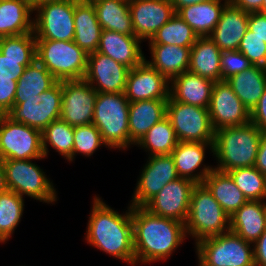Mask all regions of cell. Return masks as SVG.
I'll use <instances>...</instances> for the list:
<instances>
[{
    "instance_id": "10",
    "label": "cell",
    "mask_w": 266,
    "mask_h": 266,
    "mask_svg": "<svg viewBox=\"0 0 266 266\" xmlns=\"http://www.w3.org/2000/svg\"><path fill=\"white\" fill-rule=\"evenodd\" d=\"M166 117L172 124L178 141L214 143L215 131L208 108L177 102L169 96Z\"/></svg>"
},
{
    "instance_id": "35",
    "label": "cell",
    "mask_w": 266,
    "mask_h": 266,
    "mask_svg": "<svg viewBox=\"0 0 266 266\" xmlns=\"http://www.w3.org/2000/svg\"><path fill=\"white\" fill-rule=\"evenodd\" d=\"M178 142L172 124L165 117L149 129L136 146L148 151L149 156L170 155Z\"/></svg>"
},
{
    "instance_id": "22",
    "label": "cell",
    "mask_w": 266,
    "mask_h": 266,
    "mask_svg": "<svg viewBox=\"0 0 266 266\" xmlns=\"http://www.w3.org/2000/svg\"><path fill=\"white\" fill-rule=\"evenodd\" d=\"M141 42L136 36L102 30L97 52L107 55L132 69L145 60L140 45Z\"/></svg>"
},
{
    "instance_id": "42",
    "label": "cell",
    "mask_w": 266,
    "mask_h": 266,
    "mask_svg": "<svg viewBox=\"0 0 266 266\" xmlns=\"http://www.w3.org/2000/svg\"><path fill=\"white\" fill-rule=\"evenodd\" d=\"M238 50L250 61L253 66L266 68V43L253 32L247 29L240 41Z\"/></svg>"
},
{
    "instance_id": "44",
    "label": "cell",
    "mask_w": 266,
    "mask_h": 266,
    "mask_svg": "<svg viewBox=\"0 0 266 266\" xmlns=\"http://www.w3.org/2000/svg\"><path fill=\"white\" fill-rule=\"evenodd\" d=\"M33 61L34 60L8 58L0 52V77L11 78V80L18 81L25 67L30 65Z\"/></svg>"
},
{
    "instance_id": "34",
    "label": "cell",
    "mask_w": 266,
    "mask_h": 266,
    "mask_svg": "<svg viewBox=\"0 0 266 266\" xmlns=\"http://www.w3.org/2000/svg\"><path fill=\"white\" fill-rule=\"evenodd\" d=\"M58 80L37 60L25 67L17 81L14 103H23V99L36 98L42 92L52 88Z\"/></svg>"
},
{
    "instance_id": "9",
    "label": "cell",
    "mask_w": 266,
    "mask_h": 266,
    "mask_svg": "<svg viewBox=\"0 0 266 266\" xmlns=\"http://www.w3.org/2000/svg\"><path fill=\"white\" fill-rule=\"evenodd\" d=\"M74 11L75 0L47 1L34 7L36 40H74Z\"/></svg>"
},
{
    "instance_id": "38",
    "label": "cell",
    "mask_w": 266,
    "mask_h": 266,
    "mask_svg": "<svg viewBox=\"0 0 266 266\" xmlns=\"http://www.w3.org/2000/svg\"><path fill=\"white\" fill-rule=\"evenodd\" d=\"M24 198L13 191L0 193V243L9 241L24 211Z\"/></svg>"
},
{
    "instance_id": "27",
    "label": "cell",
    "mask_w": 266,
    "mask_h": 266,
    "mask_svg": "<svg viewBox=\"0 0 266 266\" xmlns=\"http://www.w3.org/2000/svg\"><path fill=\"white\" fill-rule=\"evenodd\" d=\"M152 60L145 61L169 81L177 75L188 71L190 62V47L149 44Z\"/></svg>"
},
{
    "instance_id": "6",
    "label": "cell",
    "mask_w": 266,
    "mask_h": 266,
    "mask_svg": "<svg viewBox=\"0 0 266 266\" xmlns=\"http://www.w3.org/2000/svg\"><path fill=\"white\" fill-rule=\"evenodd\" d=\"M36 59L58 80L84 79L88 54L73 40H36Z\"/></svg>"
},
{
    "instance_id": "39",
    "label": "cell",
    "mask_w": 266,
    "mask_h": 266,
    "mask_svg": "<svg viewBox=\"0 0 266 266\" xmlns=\"http://www.w3.org/2000/svg\"><path fill=\"white\" fill-rule=\"evenodd\" d=\"M249 201L266 200V176L255 166L237 168L227 172Z\"/></svg>"
},
{
    "instance_id": "19",
    "label": "cell",
    "mask_w": 266,
    "mask_h": 266,
    "mask_svg": "<svg viewBox=\"0 0 266 266\" xmlns=\"http://www.w3.org/2000/svg\"><path fill=\"white\" fill-rule=\"evenodd\" d=\"M135 36L141 41L152 36L174 15L170 0H129Z\"/></svg>"
},
{
    "instance_id": "28",
    "label": "cell",
    "mask_w": 266,
    "mask_h": 266,
    "mask_svg": "<svg viewBox=\"0 0 266 266\" xmlns=\"http://www.w3.org/2000/svg\"><path fill=\"white\" fill-rule=\"evenodd\" d=\"M29 0H0V38L33 32Z\"/></svg>"
},
{
    "instance_id": "20",
    "label": "cell",
    "mask_w": 266,
    "mask_h": 266,
    "mask_svg": "<svg viewBox=\"0 0 266 266\" xmlns=\"http://www.w3.org/2000/svg\"><path fill=\"white\" fill-rule=\"evenodd\" d=\"M249 13L230 1L222 9L215 29L208 36L221 51L238 50L240 41L248 29Z\"/></svg>"
},
{
    "instance_id": "36",
    "label": "cell",
    "mask_w": 266,
    "mask_h": 266,
    "mask_svg": "<svg viewBox=\"0 0 266 266\" xmlns=\"http://www.w3.org/2000/svg\"><path fill=\"white\" fill-rule=\"evenodd\" d=\"M66 160L73 161L74 127L61 118L51 122L42 131V149L44 156H48L49 145Z\"/></svg>"
},
{
    "instance_id": "4",
    "label": "cell",
    "mask_w": 266,
    "mask_h": 266,
    "mask_svg": "<svg viewBox=\"0 0 266 266\" xmlns=\"http://www.w3.org/2000/svg\"><path fill=\"white\" fill-rule=\"evenodd\" d=\"M92 123L101 133L107 148L126 150L129 135V101L122 93H98Z\"/></svg>"
},
{
    "instance_id": "41",
    "label": "cell",
    "mask_w": 266,
    "mask_h": 266,
    "mask_svg": "<svg viewBox=\"0 0 266 266\" xmlns=\"http://www.w3.org/2000/svg\"><path fill=\"white\" fill-rule=\"evenodd\" d=\"M101 145L106 146L93 123L74 127L73 160L77 154L92 156Z\"/></svg>"
},
{
    "instance_id": "52",
    "label": "cell",
    "mask_w": 266,
    "mask_h": 266,
    "mask_svg": "<svg viewBox=\"0 0 266 266\" xmlns=\"http://www.w3.org/2000/svg\"><path fill=\"white\" fill-rule=\"evenodd\" d=\"M8 191L3 163L0 160V193Z\"/></svg>"
},
{
    "instance_id": "18",
    "label": "cell",
    "mask_w": 266,
    "mask_h": 266,
    "mask_svg": "<svg viewBox=\"0 0 266 266\" xmlns=\"http://www.w3.org/2000/svg\"><path fill=\"white\" fill-rule=\"evenodd\" d=\"M170 81L145 60L130 69L124 94L129 102L169 99Z\"/></svg>"
},
{
    "instance_id": "3",
    "label": "cell",
    "mask_w": 266,
    "mask_h": 266,
    "mask_svg": "<svg viewBox=\"0 0 266 266\" xmlns=\"http://www.w3.org/2000/svg\"><path fill=\"white\" fill-rule=\"evenodd\" d=\"M262 130L249 122L242 126L215 131L213 155L218 161L215 169L228 172L255 166Z\"/></svg>"
},
{
    "instance_id": "26",
    "label": "cell",
    "mask_w": 266,
    "mask_h": 266,
    "mask_svg": "<svg viewBox=\"0 0 266 266\" xmlns=\"http://www.w3.org/2000/svg\"><path fill=\"white\" fill-rule=\"evenodd\" d=\"M74 23L73 41L87 54L96 52L102 28L90 0H75Z\"/></svg>"
},
{
    "instance_id": "46",
    "label": "cell",
    "mask_w": 266,
    "mask_h": 266,
    "mask_svg": "<svg viewBox=\"0 0 266 266\" xmlns=\"http://www.w3.org/2000/svg\"><path fill=\"white\" fill-rule=\"evenodd\" d=\"M248 29L266 43V14L260 12L249 13Z\"/></svg>"
},
{
    "instance_id": "17",
    "label": "cell",
    "mask_w": 266,
    "mask_h": 266,
    "mask_svg": "<svg viewBox=\"0 0 266 266\" xmlns=\"http://www.w3.org/2000/svg\"><path fill=\"white\" fill-rule=\"evenodd\" d=\"M129 68L99 52L88 54L84 79L97 93H122L125 90Z\"/></svg>"
},
{
    "instance_id": "25",
    "label": "cell",
    "mask_w": 266,
    "mask_h": 266,
    "mask_svg": "<svg viewBox=\"0 0 266 266\" xmlns=\"http://www.w3.org/2000/svg\"><path fill=\"white\" fill-rule=\"evenodd\" d=\"M168 99L129 102V135L136 145L156 123L166 117Z\"/></svg>"
},
{
    "instance_id": "21",
    "label": "cell",
    "mask_w": 266,
    "mask_h": 266,
    "mask_svg": "<svg viewBox=\"0 0 266 266\" xmlns=\"http://www.w3.org/2000/svg\"><path fill=\"white\" fill-rule=\"evenodd\" d=\"M207 147L213 153V143L178 142L171 156L179 177L190 179L196 184L203 183L204 179L214 169L212 166L203 165Z\"/></svg>"
},
{
    "instance_id": "49",
    "label": "cell",
    "mask_w": 266,
    "mask_h": 266,
    "mask_svg": "<svg viewBox=\"0 0 266 266\" xmlns=\"http://www.w3.org/2000/svg\"><path fill=\"white\" fill-rule=\"evenodd\" d=\"M255 167L266 176V130H262Z\"/></svg>"
},
{
    "instance_id": "53",
    "label": "cell",
    "mask_w": 266,
    "mask_h": 266,
    "mask_svg": "<svg viewBox=\"0 0 266 266\" xmlns=\"http://www.w3.org/2000/svg\"><path fill=\"white\" fill-rule=\"evenodd\" d=\"M47 1H60V0H29V2L31 3L33 8L39 4H41L43 2H47Z\"/></svg>"
},
{
    "instance_id": "23",
    "label": "cell",
    "mask_w": 266,
    "mask_h": 266,
    "mask_svg": "<svg viewBox=\"0 0 266 266\" xmlns=\"http://www.w3.org/2000/svg\"><path fill=\"white\" fill-rule=\"evenodd\" d=\"M169 96L177 102L208 108L214 82L185 71L170 80Z\"/></svg>"
},
{
    "instance_id": "11",
    "label": "cell",
    "mask_w": 266,
    "mask_h": 266,
    "mask_svg": "<svg viewBox=\"0 0 266 266\" xmlns=\"http://www.w3.org/2000/svg\"><path fill=\"white\" fill-rule=\"evenodd\" d=\"M45 159L42 132L0 115V160Z\"/></svg>"
},
{
    "instance_id": "15",
    "label": "cell",
    "mask_w": 266,
    "mask_h": 266,
    "mask_svg": "<svg viewBox=\"0 0 266 266\" xmlns=\"http://www.w3.org/2000/svg\"><path fill=\"white\" fill-rule=\"evenodd\" d=\"M195 185L194 181L179 177L165 185L143 207L160 217L185 223L189 212L191 193Z\"/></svg>"
},
{
    "instance_id": "45",
    "label": "cell",
    "mask_w": 266,
    "mask_h": 266,
    "mask_svg": "<svg viewBox=\"0 0 266 266\" xmlns=\"http://www.w3.org/2000/svg\"><path fill=\"white\" fill-rule=\"evenodd\" d=\"M17 81L0 77V115H5L14 105Z\"/></svg>"
},
{
    "instance_id": "29",
    "label": "cell",
    "mask_w": 266,
    "mask_h": 266,
    "mask_svg": "<svg viewBox=\"0 0 266 266\" xmlns=\"http://www.w3.org/2000/svg\"><path fill=\"white\" fill-rule=\"evenodd\" d=\"M222 51L208 37H198L190 51L188 71L213 82L221 81Z\"/></svg>"
},
{
    "instance_id": "16",
    "label": "cell",
    "mask_w": 266,
    "mask_h": 266,
    "mask_svg": "<svg viewBox=\"0 0 266 266\" xmlns=\"http://www.w3.org/2000/svg\"><path fill=\"white\" fill-rule=\"evenodd\" d=\"M179 178L170 155L149 156L132 196L131 206H144L169 182Z\"/></svg>"
},
{
    "instance_id": "7",
    "label": "cell",
    "mask_w": 266,
    "mask_h": 266,
    "mask_svg": "<svg viewBox=\"0 0 266 266\" xmlns=\"http://www.w3.org/2000/svg\"><path fill=\"white\" fill-rule=\"evenodd\" d=\"M28 160L4 159L3 163L6 183L9 191L24 197L54 204L57 201V192L52 181L37 164Z\"/></svg>"
},
{
    "instance_id": "13",
    "label": "cell",
    "mask_w": 266,
    "mask_h": 266,
    "mask_svg": "<svg viewBox=\"0 0 266 266\" xmlns=\"http://www.w3.org/2000/svg\"><path fill=\"white\" fill-rule=\"evenodd\" d=\"M97 95L85 79L63 80L60 118L73 127L91 124Z\"/></svg>"
},
{
    "instance_id": "37",
    "label": "cell",
    "mask_w": 266,
    "mask_h": 266,
    "mask_svg": "<svg viewBox=\"0 0 266 266\" xmlns=\"http://www.w3.org/2000/svg\"><path fill=\"white\" fill-rule=\"evenodd\" d=\"M198 35L177 14L166 22L148 41L149 44L176 45L192 47Z\"/></svg>"
},
{
    "instance_id": "2",
    "label": "cell",
    "mask_w": 266,
    "mask_h": 266,
    "mask_svg": "<svg viewBox=\"0 0 266 266\" xmlns=\"http://www.w3.org/2000/svg\"><path fill=\"white\" fill-rule=\"evenodd\" d=\"M92 202L85 235L87 243L134 266L132 206L129 205L126 213L120 214L103 202L101 197L95 195Z\"/></svg>"
},
{
    "instance_id": "48",
    "label": "cell",
    "mask_w": 266,
    "mask_h": 266,
    "mask_svg": "<svg viewBox=\"0 0 266 266\" xmlns=\"http://www.w3.org/2000/svg\"><path fill=\"white\" fill-rule=\"evenodd\" d=\"M255 266H266V229L253 244Z\"/></svg>"
},
{
    "instance_id": "31",
    "label": "cell",
    "mask_w": 266,
    "mask_h": 266,
    "mask_svg": "<svg viewBox=\"0 0 266 266\" xmlns=\"http://www.w3.org/2000/svg\"><path fill=\"white\" fill-rule=\"evenodd\" d=\"M102 30L135 36L129 0H90Z\"/></svg>"
},
{
    "instance_id": "55",
    "label": "cell",
    "mask_w": 266,
    "mask_h": 266,
    "mask_svg": "<svg viewBox=\"0 0 266 266\" xmlns=\"http://www.w3.org/2000/svg\"><path fill=\"white\" fill-rule=\"evenodd\" d=\"M259 12L266 14V0H263L262 7Z\"/></svg>"
},
{
    "instance_id": "47",
    "label": "cell",
    "mask_w": 266,
    "mask_h": 266,
    "mask_svg": "<svg viewBox=\"0 0 266 266\" xmlns=\"http://www.w3.org/2000/svg\"><path fill=\"white\" fill-rule=\"evenodd\" d=\"M250 122L258 129L266 130V89L258 104L250 111Z\"/></svg>"
},
{
    "instance_id": "12",
    "label": "cell",
    "mask_w": 266,
    "mask_h": 266,
    "mask_svg": "<svg viewBox=\"0 0 266 266\" xmlns=\"http://www.w3.org/2000/svg\"><path fill=\"white\" fill-rule=\"evenodd\" d=\"M61 105L62 81H58L36 98L14 103L5 115L13 122L25 124L42 132L51 122L60 118Z\"/></svg>"
},
{
    "instance_id": "43",
    "label": "cell",
    "mask_w": 266,
    "mask_h": 266,
    "mask_svg": "<svg viewBox=\"0 0 266 266\" xmlns=\"http://www.w3.org/2000/svg\"><path fill=\"white\" fill-rule=\"evenodd\" d=\"M221 81L248 70L253 65L239 50L222 51L220 57Z\"/></svg>"
},
{
    "instance_id": "5",
    "label": "cell",
    "mask_w": 266,
    "mask_h": 266,
    "mask_svg": "<svg viewBox=\"0 0 266 266\" xmlns=\"http://www.w3.org/2000/svg\"><path fill=\"white\" fill-rule=\"evenodd\" d=\"M186 235L200 240L230 231V217L203 183L191 193L189 212L184 223Z\"/></svg>"
},
{
    "instance_id": "50",
    "label": "cell",
    "mask_w": 266,
    "mask_h": 266,
    "mask_svg": "<svg viewBox=\"0 0 266 266\" xmlns=\"http://www.w3.org/2000/svg\"><path fill=\"white\" fill-rule=\"evenodd\" d=\"M229 1L234 6L248 13L259 12L263 3V0H229Z\"/></svg>"
},
{
    "instance_id": "1",
    "label": "cell",
    "mask_w": 266,
    "mask_h": 266,
    "mask_svg": "<svg viewBox=\"0 0 266 266\" xmlns=\"http://www.w3.org/2000/svg\"><path fill=\"white\" fill-rule=\"evenodd\" d=\"M135 266L165 261L187 238L185 225L160 217L143 206H132Z\"/></svg>"
},
{
    "instance_id": "51",
    "label": "cell",
    "mask_w": 266,
    "mask_h": 266,
    "mask_svg": "<svg viewBox=\"0 0 266 266\" xmlns=\"http://www.w3.org/2000/svg\"><path fill=\"white\" fill-rule=\"evenodd\" d=\"M207 0H170L175 12H177L180 8L194 5L197 3H201Z\"/></svg>"
},
{
    "instance_id": "40",
    "label": "cell",
    "mask_w": 266,
    "mask_h": 266,
    "mask_svg": "<svg viewBox=\"0 0 266 266\" xmlns=\"http://www.w3.org/2000/svg\"><path fill=\"white\" fill-rule=\"evenodd\" d=\"M0 52L8 58L35 60L36 37L34 32L0 38Z\"/></svg>"
},
{
    "instance_id": "14",
    "label": "cell",
    "mask_w": 266,
    "mask_h": 266,
    "mask_svg": "<svg viewBox=\"0 0 266 266\" xmlns=\"http://www.w3.org/2000/svg\"><path fill=\"white\" fill-rule=\"evenodd\" d=\"M208 111L214 131L250 122V111L227 81L214 82Z\"/></svg>"
},
{
    "instance_id": "54",
    "label": "cell",
    "mask_w": 266,
    "mask_h": 266,
    "mask_svg": "<svg viewBox=\"0 0 266 266\" xmlns=\"http://www.w3.org/2000/svg\"><path fill=\"white\" fill-rule=\"evenodd\" d=\"M198 256V266H217V265H209L207 264L199 255Z\"/></svg>"
},
{
    "instance_id": "24",
    "label": "cell",
    "mask_w": 266,
    "mask_h": 266,
    "mask_svg": "<svg viewBox=\"0 0 266 266\" xmlns=\"http://www.w3.org/2000/svg\"><path fill=\"white\" fill-rule=\"evenodd\" d=\"M266 229V201H247L230 217V231L254 244Z\"/></svg>"
},
{
    "instance_id": "8",
    "label": "cell",
    "mask_w": 266,
    "mask_h": 266,
    "mask_svg": "<svg viewBox=\"0 0 266 266\" xmlns=\"http://www.w3.org/2000/svg\"><path fill=\"white\" fill-rule=\"evenodd\" d=\"M251 244L236 233L227 231L200 240L195 244V250L209 265L255 266L254 247Z\"/></svg>"
},
{
    "instance_id": "30",
    "label": "cell",
    "mask_w": 266,
    "mask_h": 266,
    "mask_svg": "<svg viewBox=\"0 0 266 266\" xmlns=\"http://www.w3.org/2000/svg\"><path fill=\"white\" fill-rule=\"evenodd\" d=\"M224 1L223 3H221ZM229 0H207L180 8L176 13L193 29L198 37L209 36L217 25L222 9Z\"/></svg>"
},
{
    "instance_id": "33",
    "label": "cell",
    "mask_w": 266,
    "mask_h": 266,
    "mask_svg": "<svg viewBox=\"0 0 266 266\" xmlns=\"http://www.w3.org/2000/svg\"><path fill=\"white\" fill-rule=\"evenodd\" d=\"M243 105L251 111L266 89V68L252 66L226 80Z\"/></svg>"
},
{
    "instance_id": "32",
    "label": "cell",
    "mask_w": 266,
    "mask_h": 266,
    "mask_svg": "<svg viewBox=\"0 0 266 266\" xmlns=\"http://www.w3.org/2000/svg\"><path fill=\"white\" fill-rule=\"evenodd\" d=\"M203 184L229 217L248 201L227 172L214 168Z\"/></svg>"
}]
</instances>
